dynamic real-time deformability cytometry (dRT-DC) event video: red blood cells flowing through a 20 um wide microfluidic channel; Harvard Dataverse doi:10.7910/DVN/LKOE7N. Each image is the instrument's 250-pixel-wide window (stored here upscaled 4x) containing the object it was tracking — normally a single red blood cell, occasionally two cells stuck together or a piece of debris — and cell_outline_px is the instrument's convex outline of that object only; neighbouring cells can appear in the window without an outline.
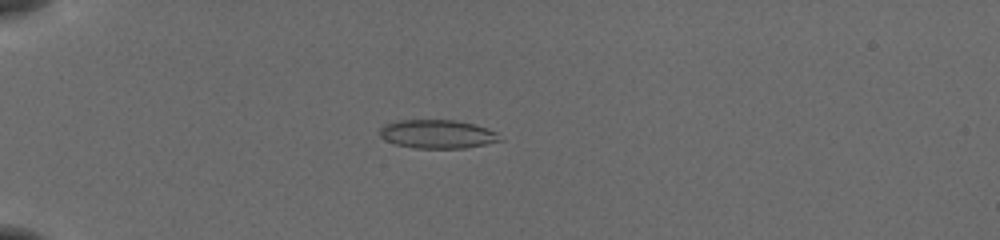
{"species": "common noctule bat (a hibernating species)", "species_latin": "Nyctalus noctula", "temperature_condition": "cold", "stored_images_in_passage": 52, "camera_frame_rate_fps": 3000, "um_per_image_px": 0.085, "animal": {"sex": "female", "body_mass_g": 19.5, "forearm_length_mm": 54.1}, "frame": {"image": 1, "passage_image": 14, "time_ms": 4.333, "image_size_px": [1000, 240], "cell_outline_px": [[504, 140], [464, 148], [416, 148], [396, 144], [384, 140], [380, 136], [380, 128], [384, 124], [400, 120], [456, 120], [488, 128], [496, 132]], "centroid_in_image_um": [37.17, 11.39], "position_along_channel_um": 47.8, "area_um2": 20.0}}
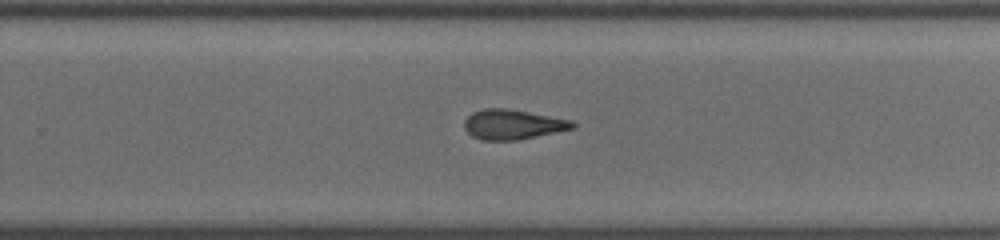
{"frame": {"image": 2, "passage_image": 35, "time_ms": 11.333, "image_size_px": [1000, 240], "cell_outline_px": [[576, 128], [516, 140], [480, 140], [472, 136], [464, 128], [464, 120], [472, 112], [484, 108], [508, 108], [572, 120], [576, 124]], "centroid_in_image_um": [43.57, 10.57], "position_along_channel_um": 286.2, "area_um2": 18.9}}
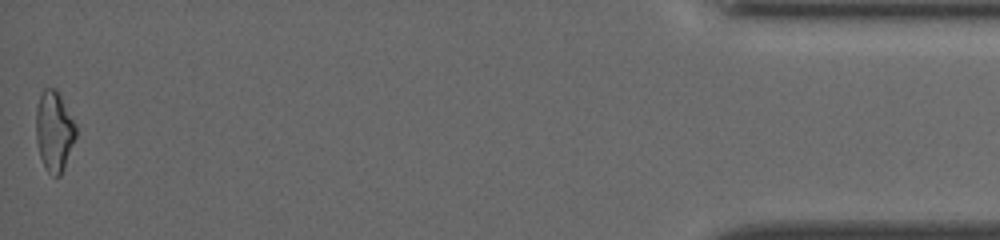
{"frame": {"image": 3, "passage_image": 52, "time_ms": 17.0, "image_size_px": [1000, 240], "cell_outline_px": [[76, 136], [60, 176], [52, 176], [48, 172], [40, 156], [36, 140], [36, 108], [40, 92], [44, 88], [56, 88], [76, 124]], "centroid_in_image_um": [4.59, 11.11], "position_along_channel_um": 430.6, "area_um2": 18.55}, "authors_computed_cell_mechanics": {"area_um2": 19.4497, "velocity_mm_per_s": 3.9157, "shape_relaxation_time_tau1_ms": 10.6438, "shape_relaxation_time_tau2_ms": 2.524, "deformation_change_tau1": 0.214, "deformation_change_tau2": 0.1105}}